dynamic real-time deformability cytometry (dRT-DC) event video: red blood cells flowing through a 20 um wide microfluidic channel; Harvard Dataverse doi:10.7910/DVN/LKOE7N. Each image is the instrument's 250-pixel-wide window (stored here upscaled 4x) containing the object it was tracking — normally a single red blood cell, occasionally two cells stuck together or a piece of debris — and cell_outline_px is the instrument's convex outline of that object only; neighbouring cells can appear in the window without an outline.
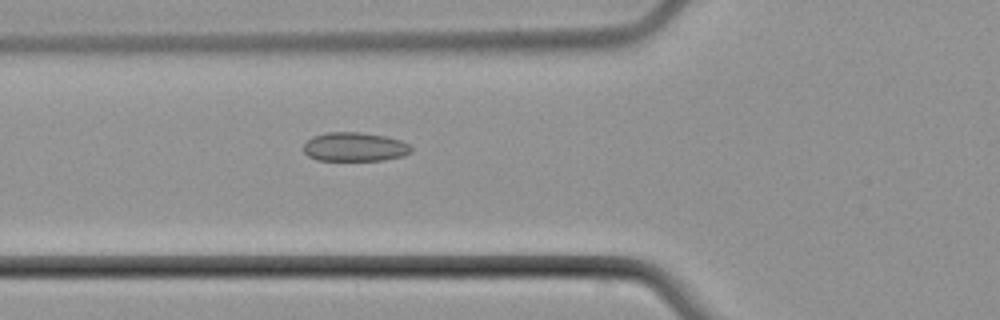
{"species": "common noctule bat (a hibernating species)", "species_latin": "Nyctalus noctula", "temperature_condition": "cold", "stored_images_in_passage": 6, "camera_frame_rate_fps": 3000, "um_per_image_px": 0.085, "animal": {"sex": "male", "body_mass_g": 21.5, "forearm_length_mm": 52.0}, "frame": {"image": 1, "passage_image": 5, "time_ms": 6.333, "image_size_px": [1000, 320], "cell_outline_px": [[412, 152], [404, 156], [384, 160], [316, 160], [308, 156], [304, 152], [304, 144], [312, 136], [328, 132], [360, 132], [384, 136], [400, 140], [408, 144], [412, 148]], "centroid_in_image_um": [30.15, 12.49], "position_along_channel_um": 95.6, "area_um2": 18.21}}